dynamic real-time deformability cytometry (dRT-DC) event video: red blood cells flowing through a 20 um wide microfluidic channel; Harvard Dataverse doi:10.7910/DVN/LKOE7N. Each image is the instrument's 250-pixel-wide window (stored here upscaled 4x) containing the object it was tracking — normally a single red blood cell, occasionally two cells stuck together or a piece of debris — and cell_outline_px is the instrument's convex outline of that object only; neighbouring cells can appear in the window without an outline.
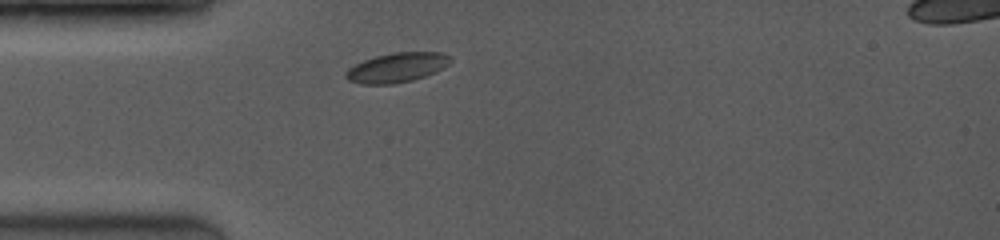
{"species": "common noctule bat (a hibernating species)", "species_latin": "Nyctalus noctula", "temperature_condition": "room temperature", "stored_images_in_passage": 5, "camera_frame_rate_fps": 3500, "um_per_image_px": 0.085, "animal": {"sex": "female", "body_mass_g": 19.0, "forearm_length_mm": 53.3}, "frame": {"image": 1, "passage_image": 1, "time_ms": 0.0, "image_size_px": [1000, 240], "cell_outline_px": [[452, 60], [448, 64], [424, 76], [412, 80], [392, 84], [360, 84], [348, 80], [344, 76], [344, 72], [348, 68], [364, 60], [376, 56], [392, 52], [440, 52], [448, 56]], "centroid_in_image_um": [33.67, 5.74], "position_along_channel_um": 51.3, "area_um2": 17.8}}